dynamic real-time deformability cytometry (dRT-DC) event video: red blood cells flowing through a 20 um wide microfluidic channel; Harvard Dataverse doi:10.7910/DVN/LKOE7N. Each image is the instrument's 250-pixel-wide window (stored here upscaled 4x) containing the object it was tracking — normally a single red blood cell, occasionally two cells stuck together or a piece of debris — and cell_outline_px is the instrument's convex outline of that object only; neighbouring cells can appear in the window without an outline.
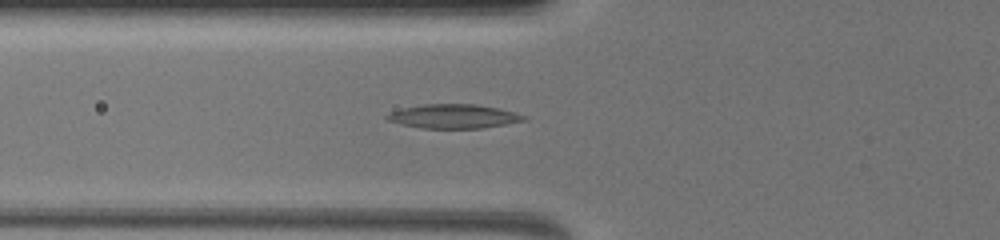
{"species": "common noctule bat (a hibernating species)", "species_latin": "Nyctalus noctula", "temperature_condition": "warm", "stored_images_in_passage": 48, "camera_frame_rate_fps": 3000, "um_per_image_px": 0.085, "animal": {"sex": "female", "body_mass_g": 19.5, "forearm_length_mm": 54.1}, "frame": {"image": 1, "passage_image": 24, "time_ms": 6.667, "image_size_px": [1000, 240], "cell_outline_px": [[528, 120], [484, 128], [420, 128], [400, 124], [388, 120], [384, 116], [392, 112], [404, 108], [424, 104], [476, 104], [496, 108], [528, 116]], "centroid_in_image_um": [38.58, 9.89], "position_along_channel_um": 87.2, "area_um2": 19.07}}
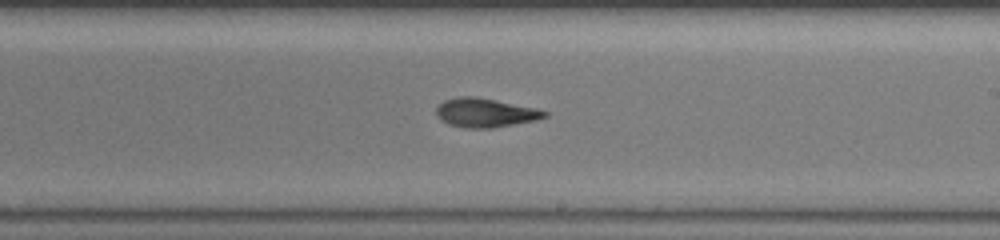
{"frame": {"image": 2, "passage_image": 34, "time_ms": 10.667, "image_size_px": [1000, 240], "cell_outline_px": [[548, 116], [536, 120], [492, 128], [464, 128], [448, 124], [440, 120], [436, 116], [436, 108], [444, 100], [460, 96], [476, 96], [536, 108], [548, 112]], "centroid_in_image_um": [41.22, 9.58], "position_along_channel_um": 247.8, "area_um2": 18.38}}
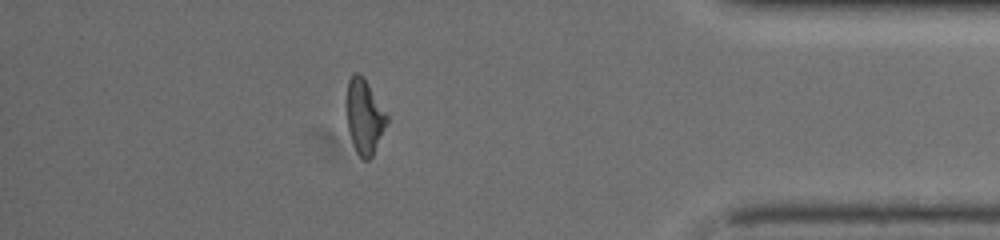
{"frame": {"image": 3, "passage_image": 45, "time_ms": 15.333, "image_size_px": [1000, 240], "cell_outline_px": [[388, 120], [372, 156], [368, 160], [364, 160], [356, 152], [352, 144], [348, 128], [348, 80], [352, 72], [356, 72], [364, 76], [388, 116]], "centroid_in_image_um": [30.98, 9.89], "position_along_channel_um": 404.2, "area_um2": 17.17}, "authors_computed_cell_mechanics": {"area_um2": 18.4093, "velocity_mm_per_s": 4.0058, "shape_relaxation_time_tau1_ms": 9.1501, "shape_relaxation_time_tau2_ms": 1.6396, "deformation_change_tau1": 0.2736, "deformation_change_tau2": 0.092}}